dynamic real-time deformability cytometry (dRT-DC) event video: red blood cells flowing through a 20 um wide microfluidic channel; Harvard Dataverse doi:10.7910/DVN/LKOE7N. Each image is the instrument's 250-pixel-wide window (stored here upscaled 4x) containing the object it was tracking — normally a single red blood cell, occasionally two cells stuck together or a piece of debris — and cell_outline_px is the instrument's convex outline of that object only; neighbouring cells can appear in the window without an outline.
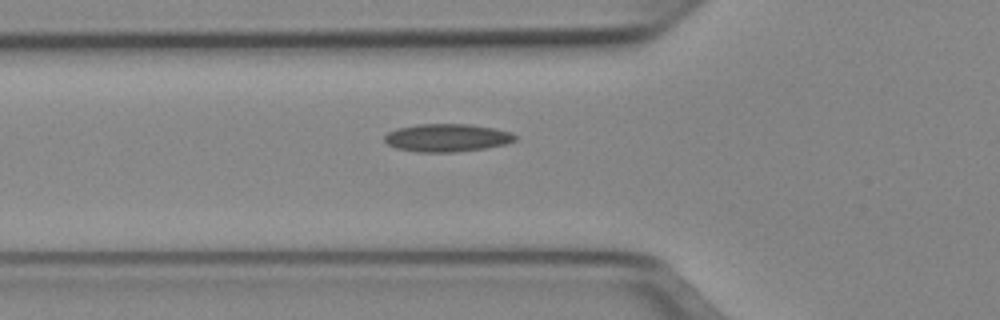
{"species": "Egyptian fruit bat (a non-hibernating species)", "species_latin": "Rousettus aegyptiacus", "temperature_condition": "cold", "stored_images_in_passage": 35, "camera_frame_rate_fps": 3000, "um_per_image_px": 0.085, "animal": {"sex": "female"}, "frame": {"image": 1, "passage_image": 2, "time_ms": 0.333, "image_size_px": [1000, 320], "cell_outline_px": [[516, 140], [504, 144], [484, 148], [452, 152], [416, 152], [396, 148], [388, 144], [384, 140], [384, 136], [388, 132], [396, 128], [416, 124], [468, 124], [492, 128], [512, 132], [516, 136]], "centroid_in_image_um": [37.95, 11.7], "position_along_channel_um": 87.8, "area_um2": 21.15}}
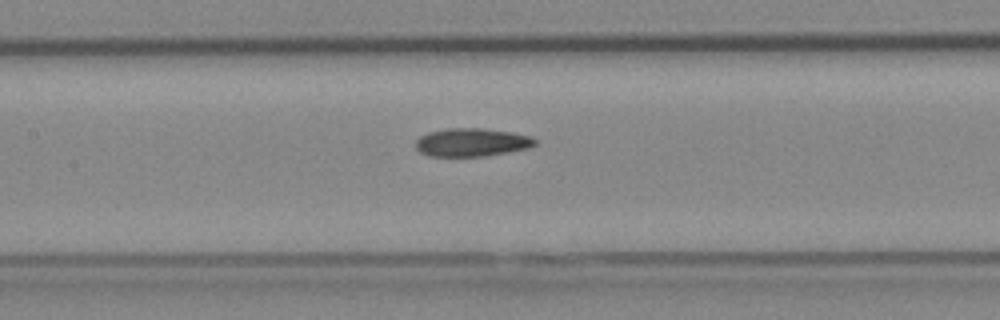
{"frame": {"image": 2, "passage_image": 8, "time_ms": 2.333, "image_size_px": [1000, 320], "cell_outline_px": [[536, 144], [528, 148], [508, 152], [484, 156], [428, 156], [420, 152], [416, 148], [416, 140], [420, 136], [428, 132], [448, 128], [480, 128], [512, 132], [532, 136], [536, 140]], "centroid_in_image_um": [40.1, 12.09], "position_along_channel_um": 167.3, "area_um2": 19.65}}
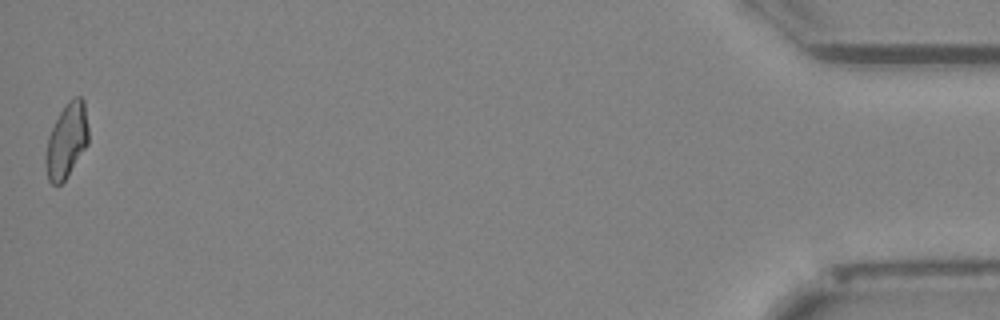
{"frame": {"image": 3, "passage_image": 35, "time_ms": 11.333, "image_size_px": [1000, 320], "cell_outline_px": [[88, 144], [64, 180], [60, 184], [52, 184], [48, 180], [44, 160], [44, 156], [48, 136], [64, 104], [72, 96], [80, 96], [84, 100], [88, 128]], "centroid_in_image_um": [5.65, 11.92], "position_along_channel_um": 429.5, "area_um2": 18.61}}